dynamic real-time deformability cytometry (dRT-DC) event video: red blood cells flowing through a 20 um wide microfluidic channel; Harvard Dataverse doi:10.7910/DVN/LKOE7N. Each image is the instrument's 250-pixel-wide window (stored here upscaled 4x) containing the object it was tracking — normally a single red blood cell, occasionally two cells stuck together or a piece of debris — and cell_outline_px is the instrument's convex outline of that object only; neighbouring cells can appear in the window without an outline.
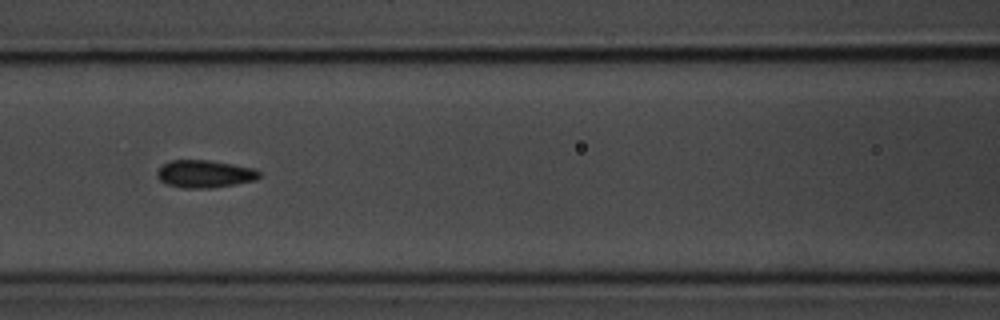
{"species": "common noctule bat (a hibernating species)", "species_latin": "Nyctalus noctula", "temperature_condition": "room temperature", "stored_images_in_passage": 16, "camera_frame_rate_fps": 3000, "um_per_image_px": 0.085, "animal": {"sex": "male", "body_mass_g": 20.1, "forearm_length_mm": 53.5}, "frame": {"image": 1, "passage_image": 7, "time_ms": 7.667, "image_size_px": [1000, 320], "cell_outline_px": [[260, 176], [256, 180], [212, 188], [184, 188], [168, 184], [160, 180], [156, 176], [156, 172], [164, 164], [172, 160], [208, 160], [256, 168], [260, 172]], "centroid_in_image_um": [17.42, 14.78], "position_along_channel_um": 149.2, "area_um2": 16.36}}
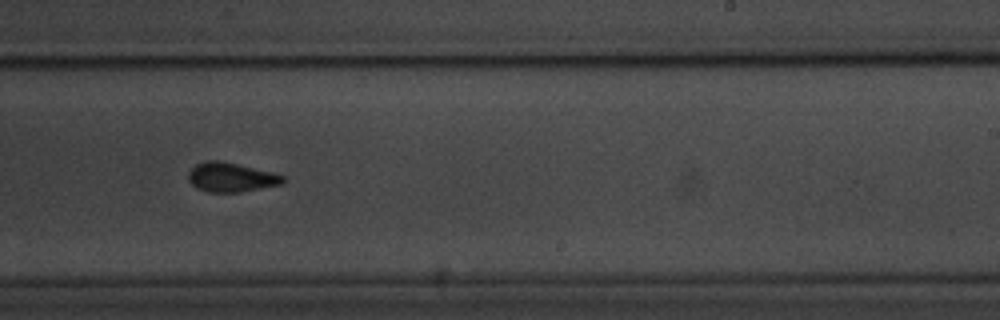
{"frame": {"image": 2, "passage_image": 10, "time_ms": 11.0, "image_size_px": [1000, 320], "cell_outline_px": [[284, 184], [236, 192], [208, 192], [196, 188], [188, 180], [188, 172], [196, 164], [204, 160], [220, 160], [272, 172], [284, 176]], "centroid_in_image_um": [19.61, 15.06], "position_along_channel_um": 269.4, "area_um2": 16.13}}
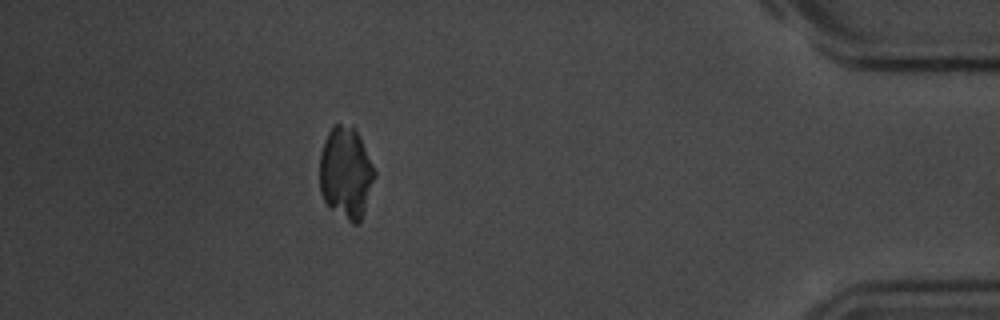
{"frame": {"image": 3, "passage_image": 16, "time_ms": 19.0, "image_size_px": [1000, 320], "cell_outline_px": [[376, 176], [360, 220], [356, 224], [352, 224], [332, 208], [324, 200], [320, 192], [320, 152], [324, 140], [332, 124], [340, 124], [352, 128], [356, 132], [376, 172]], "centroid_in_image_um": [29.38, 14.69], "position_along_channel_um": 405.8, "area_um2": 28.78}, "authors_computed_cell_mechanics": {"area_um2": 16.0395, "velocity_mm_per_s": 3.6033, "shape_relaxation_time_tau1_ms": 2.1252, "shape_relaxation_time_tau2_ms": null, "deformation_change_tau1": 0.083, "deformation_change_tau2": null}}